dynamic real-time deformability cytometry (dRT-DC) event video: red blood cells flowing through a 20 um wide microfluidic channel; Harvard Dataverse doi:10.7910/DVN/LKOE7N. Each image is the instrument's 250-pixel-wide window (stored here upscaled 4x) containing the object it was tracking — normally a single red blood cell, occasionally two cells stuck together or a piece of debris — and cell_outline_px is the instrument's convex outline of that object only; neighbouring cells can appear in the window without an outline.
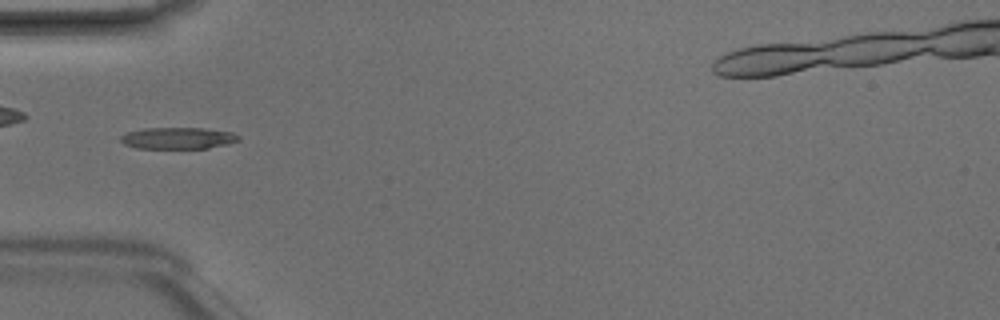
{"species": "Egyptian fruit bat (a non-hibernating species)", "species_latin": "Rousettus aegyptiacus", "temperature_condition": "room temperature", "stored_images_in_passage": 4, "camera_frame_rate_fps": 3000, "um_per_image_px": 0.085, "animal": {"sex": "male"}, "frame": {"image": 1, "passage_image": 4, "time_ms": 1.0, "image_size_px": [1000, 320], "cell_outline_px": [[240, 140], [228, 144], [208, 148], [136, 148], [124, 144], [120, 140], [120, 136], [128, 132], [144, 128], [204, 128], [232, 132], [240, 136]], "centroid_in_image_um": [15.14, 11.74], "position_along_channel_um": 69.9, "area_um2": 14.85}}